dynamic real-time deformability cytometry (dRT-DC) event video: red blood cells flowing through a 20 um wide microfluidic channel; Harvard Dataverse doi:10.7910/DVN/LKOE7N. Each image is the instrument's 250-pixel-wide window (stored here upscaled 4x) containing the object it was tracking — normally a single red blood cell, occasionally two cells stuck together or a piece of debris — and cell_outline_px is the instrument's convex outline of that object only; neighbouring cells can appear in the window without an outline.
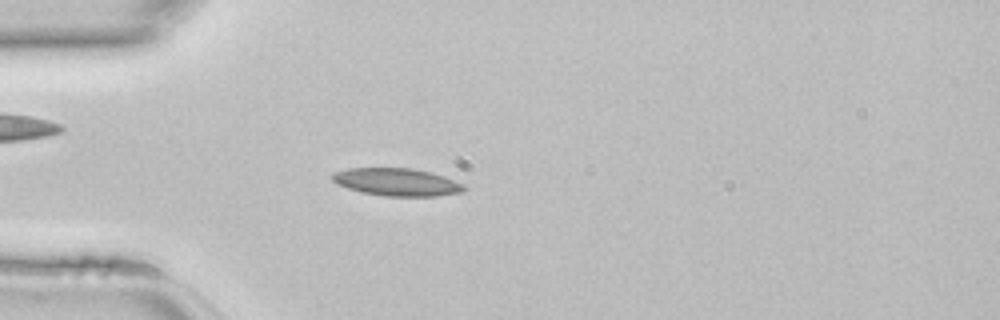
{"species": "common noctule bat (a hibernating species)", "species_latin": "Nyctalus noctula", "temperature_condition": "room temperature", "stored_images_in_passage": 42, "camera_frame_rate_fps": 3000, "um_per_image_px": 0.085, "animal": {"sex": "female", "body_mass_g": 22.7, "forearm_length_mm": 54.2}, "frame": {"image": 1, "passage_image": 10, "time_ms": 3.0, "image_size_px": [1000, 320], "cell_outline_px": [[468, 188], [460, 192], [436, 196], [384, 196], [360, 192], [336, 184], [332, 180], [332, 172], [348, 168], [412, 168], [444, 176], [464, 184]], "centroid_in_image_um": [33.7, 15.47], "position_along_channel_um": 51.3, "area_um2": 21.27}}
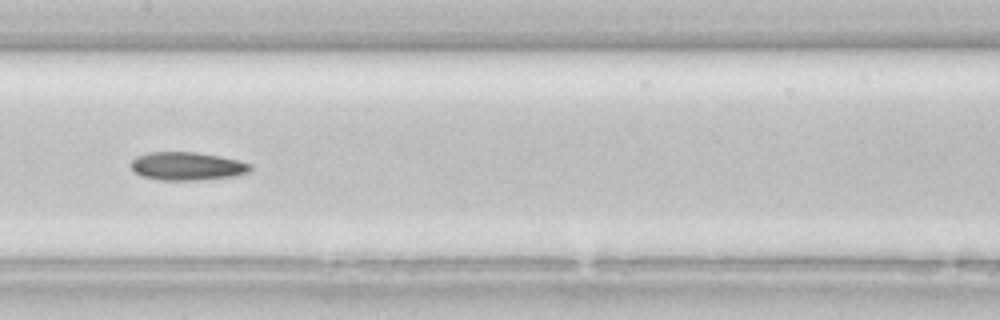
{"frame": {"image": 2, "passage_image": 20, "time_ms": 6.333, "image_size_px": [1000, 320], "cell_outline_px": [[252, 168], [248, 172], [236, 176], [196, 180], [160, 180], [144, 176], [136, 172], [132, 168], [132, 160], [136, 156], [148, 152], [196, 152], [220, 156], [240, 160], [252, 164]], "centroid_in_image_um": [15.95, 14.11], "position_along_channel_um": 191.4, "area_um2": 19.59}}
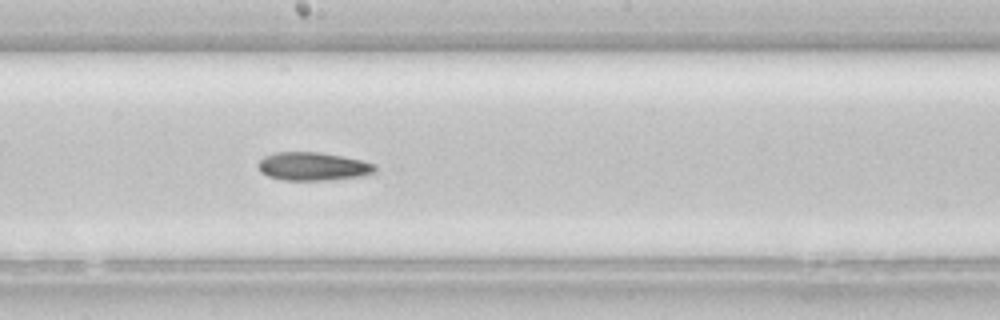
{"frame": {"image": 3, "passage_image": 22, "time_ms": 7.0, "image_size_px": [1000, 320], "cell_outline_px": [[376, 172], [360, 176], [324, 180], [284, 180], [268, 176], [260, 172], [256, 164], [264, 156], [276, 152], [320, 152], [344, 156], [376, 164]], "centroid_in_image_um": [26.58, 14.13], "position_along_channel_um": 221.6, "area_um2": 19.31}}